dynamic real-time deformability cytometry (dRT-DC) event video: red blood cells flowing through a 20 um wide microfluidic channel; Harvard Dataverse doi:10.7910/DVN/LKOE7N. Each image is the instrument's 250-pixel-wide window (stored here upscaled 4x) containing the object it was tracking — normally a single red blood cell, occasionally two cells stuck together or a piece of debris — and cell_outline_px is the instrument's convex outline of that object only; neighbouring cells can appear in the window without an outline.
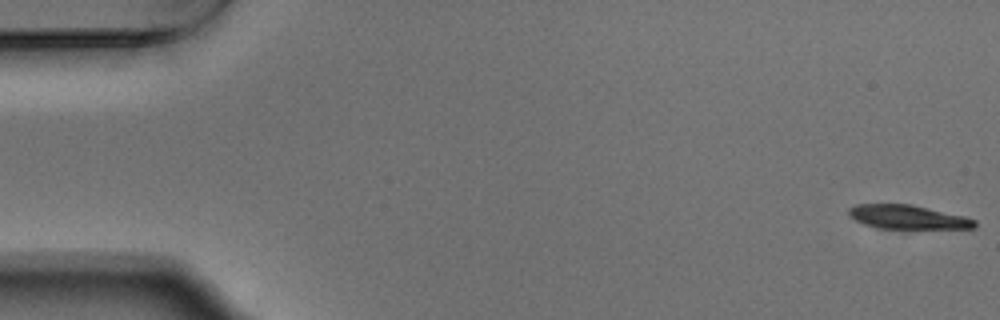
{"species": "Egyptian fruit bat (a non-hibernating species)", "species_latin": "Rousettus aegyptiacus", "temperature_condition": "warm", "stored_images_in_passage": 54, "camera_frame_rate_fps": 3000, "um_per_image_px": 0.085, "animal": {"sex": "male"}, "frame": {"image": 1, "passage_image": 1, "time_ms": 0.0, "image_size_px": [1000, 320], "cell_outline_px": [[976, 224], [972, 228], [880, 228], [864, 224], [856, 220], [848, 212], [848, 208], [856, 204], [912, 204], [964, 216], [976, 220]], "centroid_in_image_um": [77.15, 18.43], "position_along_channel_um": 7.9, "area_um2": 17.28}}
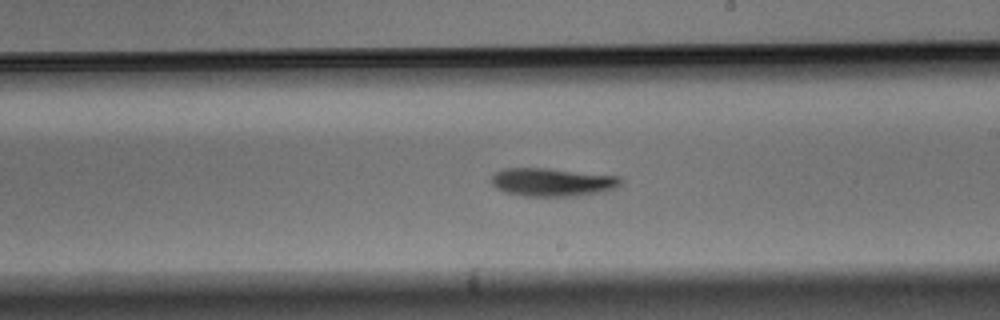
{"frame": {"image": 2, "passage_image": 31, "time_ms": 10.0, "image_size_px": [1000, 320], "cell_outline_px": [[624, 184], [616, 188], [596, 192], [572, 196], [524, 196], [504, 192], [496, 188], [492, 184], [492, 176], [496, 172], [504, 168], [544, 168], [620, 176], [624, 180]], "centroid_in_image_um": [46.96, 15.48], "position_along_channel_um": 242.0, "area_um2": 21.21}}
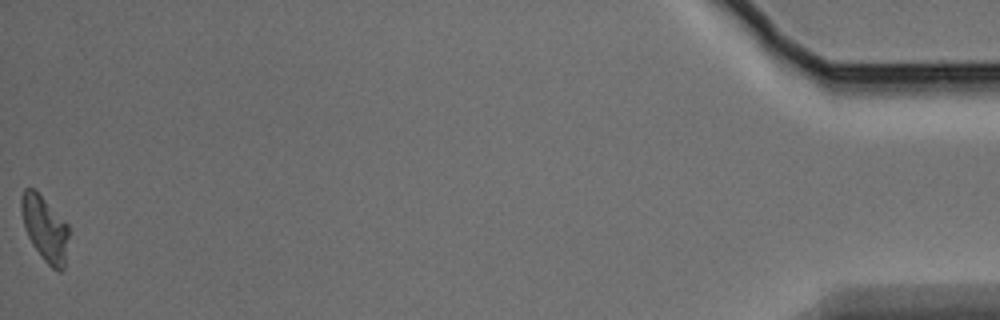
{"frame": {"image": 3, "passage_image": 54, "time_ms": 17.667, "image_size_px": [1000, 320], "cell_outline_px": [[68, 236], [64, 268], [60, 272], [56, 272], [44, 260], [32, 244], [24, 228], [20, 208], [20, 196], [24, 188], [36, 188], [68, 224]], "centroid_in_image_um": [3.79, 19.38], "position_along_channel_um": 431.4, "area_um2": 18.32}, "authors_computed_cell_mechanics": {"area_um2": 20.2589, "velocity_mm_per_s": 3.7462, "shape_relaxation_time_tau1_ms": 4.0389, "shape_relaxation_time_tau2_ms": null, "deformation_change_tau1": 0.1348, "deformation_change_tau2": null}}